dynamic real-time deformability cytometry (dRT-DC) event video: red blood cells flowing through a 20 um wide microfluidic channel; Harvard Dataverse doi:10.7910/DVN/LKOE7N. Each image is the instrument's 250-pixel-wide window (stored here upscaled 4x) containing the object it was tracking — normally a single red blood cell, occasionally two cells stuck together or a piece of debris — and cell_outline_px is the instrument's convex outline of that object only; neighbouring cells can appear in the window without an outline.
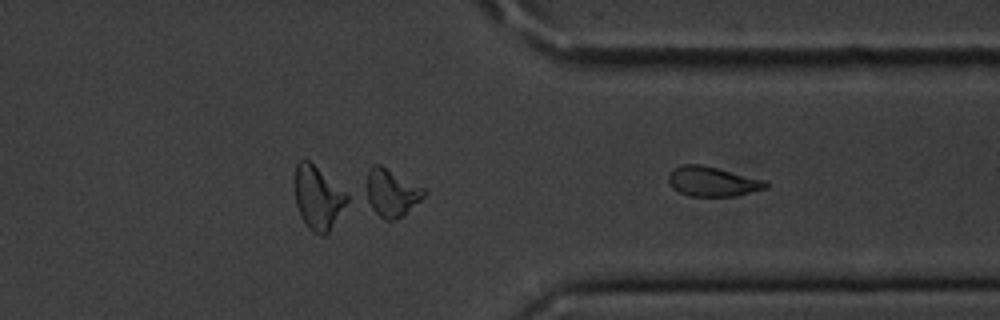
{"species": "common noctule bat (a hibernating species)", "species_latin": "Nyctalus noctula", "temperature_condition": "cold", "stored_images_in_passage": 29, "segment_of_instrument_passage": [2, 2], "camera_frame_rate_fps": 3000, "um_per_image_px": 0.085, "animal": {"sex": "male", "body_mass_g": 20.1, "forearm_length_mm": 53.5}, "frame": {"image": 1, "passage_image": 29, "time_ms": 9.333, "image_size_px": [1000, 320], "cell_outline_px": [[768, 188], [732, 196], [688, 196], [672, 188], [668, 180], [668, 176], [672, 168], [680, 164], [700, 164], [768, 180]], "centroid_in_image_um": [60.55, 15.41], "position_along_channel_um": 350.8, "area_um2": 16.99}}